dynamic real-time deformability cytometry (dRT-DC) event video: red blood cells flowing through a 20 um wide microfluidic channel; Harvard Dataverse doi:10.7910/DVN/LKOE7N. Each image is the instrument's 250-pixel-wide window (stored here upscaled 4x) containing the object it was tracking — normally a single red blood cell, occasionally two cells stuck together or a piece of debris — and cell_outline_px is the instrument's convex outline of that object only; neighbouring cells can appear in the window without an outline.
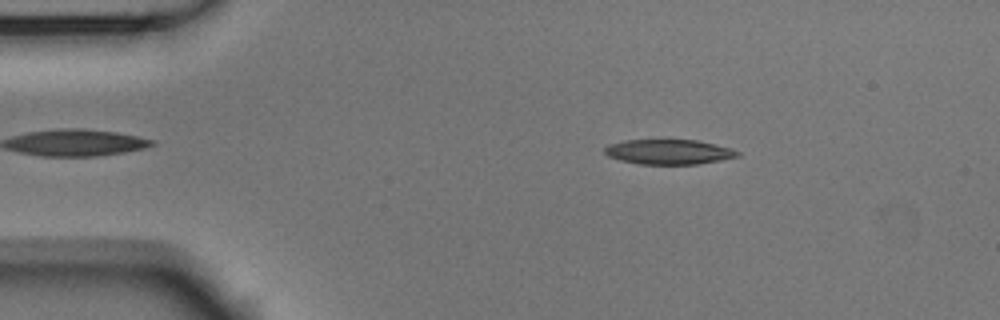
{"species": "Egyptian fruit bat (a non-hibernating species)", "species_latin": "Rousettus aegyptiacus", "temperature_condition": "room temperature", "stored_images_in_passage": 53, "camera_frame_rate_fps": 3000, "um_per_image_px": 0.085, "animal": {"sex": "male"}, "frame": {"image": 1, "passage_image": 9, "time_ms": 2.667, "image_size_px": [1000, 320], "cell_outline_px": [[740, 156], [720, 160], [696, 164], [640, 164], [620, 160], [608, 156], [604, 152], [604, 148], [608, 144], [624, 140], [696, 140], [716, 144], [732, 148], [740, 152]], "centroid_in_image_um": [56.85, 12.9], "position_along_channel_um": 28.2, "area_um2": 19.31}}
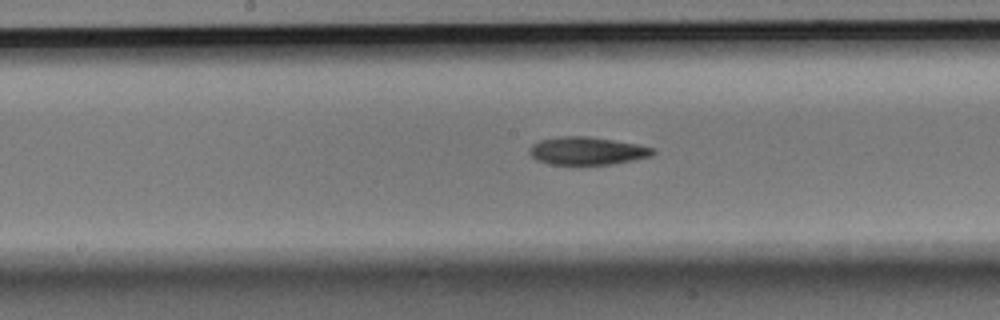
{"frame": {"image": 2, "passage_image": 27, "time_ms": 8.667, "image_size_px": [1000, 320], "cell_outline_px": [[656, 152], [652, 156], [612, 164], [552, 164], [536, 160], [528, 152], [532, 144], [540, 140], [560, 136], [588, 136], [640, 144], [656, 148]], "centroid_in_image_um": [49.94, 12.81], "position_along_channel_um": 198.3, "area_um2": 20.11}}
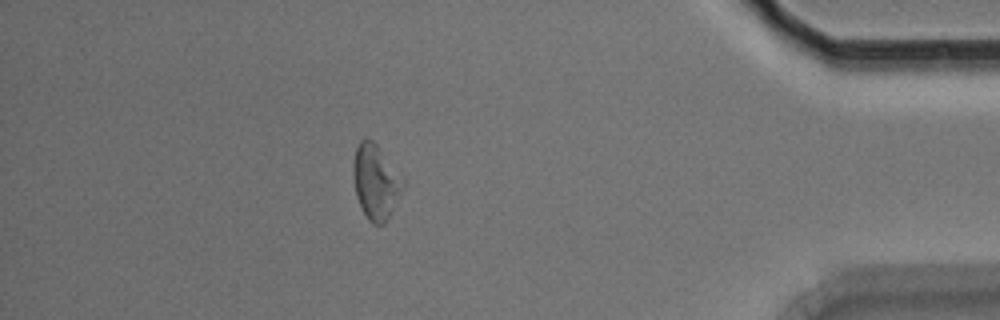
{"frame": {"image": 3, "passage_image": 47, "time_ms": 15.333, "image_size_px": [1000, 320], "cell_outline_px": [[404, 188], [384, 224], [372, 224], [368, 220], [356, 196], [352, 168], [352, 164], [356, 148], [360, 140], [372, 140], [376, 144], [404, 176]], "centroid_in_image_um": [31.95, 15.44], "position_along_channel_um": 403.3, "area_um2": 21.62}, "authors_computed_cell_mechanics": {"area_um2": 20.4612, "velocity_mm_per_s": 3.7265, "shape_relaxation_time_tau1_ms": 6.5989, "shape_relaxation_time_tau2_ms": null, "deformation_change_tau1": 0.1629, "deformation_change_tau2": null}}